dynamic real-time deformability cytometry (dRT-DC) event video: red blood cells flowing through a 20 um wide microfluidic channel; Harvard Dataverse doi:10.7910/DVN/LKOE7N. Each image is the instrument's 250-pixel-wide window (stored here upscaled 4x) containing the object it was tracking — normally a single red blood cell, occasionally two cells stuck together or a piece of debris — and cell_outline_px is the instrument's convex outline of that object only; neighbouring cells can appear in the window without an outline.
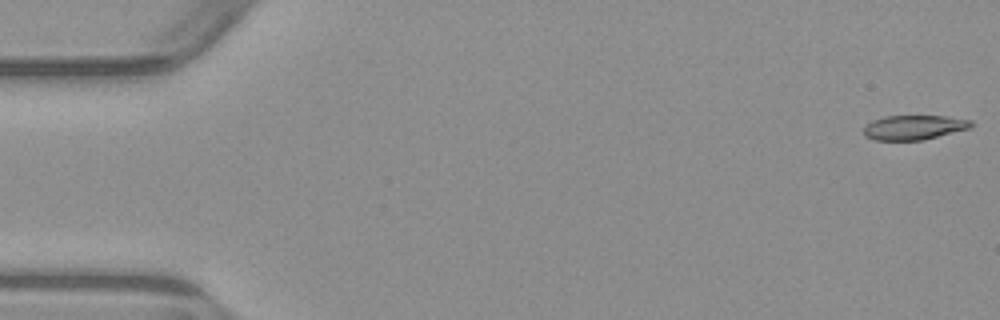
{"species": "common noctule bat (a hibernating species)", "species_latin": "Nyctalus noctula", "temperature_condition": "warm", "stored_images_in_passage": 7, "camera_frame_rate_fps": 3000, "um_per_image_px": 0.085, "animal": {"sex": "male", "body_mass_g": 23.1, "forearm_length_mm": 52.7}, "frame": {"image": 1, "passage_image": 1, "time_ms": 0.0, "image_size_px": [1000, 320], "cell_outline_px": [[976, 124], [972, 128], [924, 140], [876, 140], [864, 136], [864, 124], [872, 120], [884, 116], [944, 116], [972, 120]], "centroid_in_image_um": [77.72, 10.83], "position_along_channel_um": 7.3, "area_um2": 15.66}}